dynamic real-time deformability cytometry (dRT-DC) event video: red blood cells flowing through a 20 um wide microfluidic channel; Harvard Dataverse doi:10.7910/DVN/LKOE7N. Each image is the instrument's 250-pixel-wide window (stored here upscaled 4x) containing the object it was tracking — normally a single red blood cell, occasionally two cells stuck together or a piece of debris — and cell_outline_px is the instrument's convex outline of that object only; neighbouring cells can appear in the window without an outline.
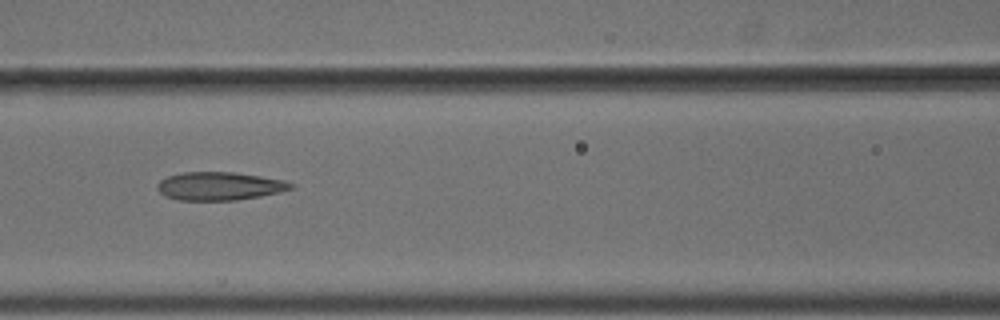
{"species": "common noctule bat (a hibernating species)", "species_latin": "Nyctalus noctula", "temperature_condition": "cold", "stored_images_in_passage": 8, "camera_frame_rate_fps": 3000, "um_per_image_px": 0.085, "animal": {"sex": "male", "body_mass_g": 18.8}, "frame": {"image": 1, "passage_image": 4, "time_ms": 1.0, "image_size_px": [1000, 320], "cell_outline_px": [[296, 184], [292, 188], [280, 192], [260, 196], [236, 200], [176, 200], [160, 192], [156, 188], [160, 180], [168, 176], [184, 172], [232, 172], [260, 176], [284, 180]], "centroid_in_image_um": [18.67, 15.82], "position_along_channel_um": 147.9, "area_um2": 21.85}}
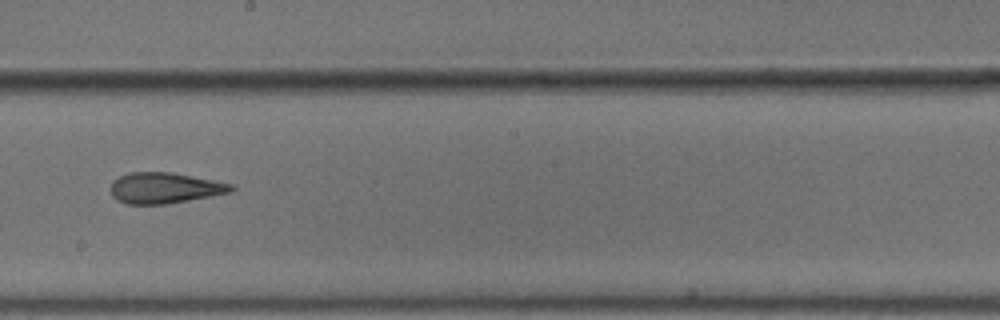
{"frame": {"image": 2, "passage_image": 6, "time_ms": 1.667, "image_size_px": [1000, 320], "cell_outline_px": [[236, 188], [232, 192], [188, 200], [164, 204], [128, 204], [116, 200], [112, 196], [112, 180], [128, 172], [172, 172], [232, 184]], "centroid_in_image_um": [13.98, 15.97], "position_along_channel_um": 234.2, "area_um2": 21.56}}
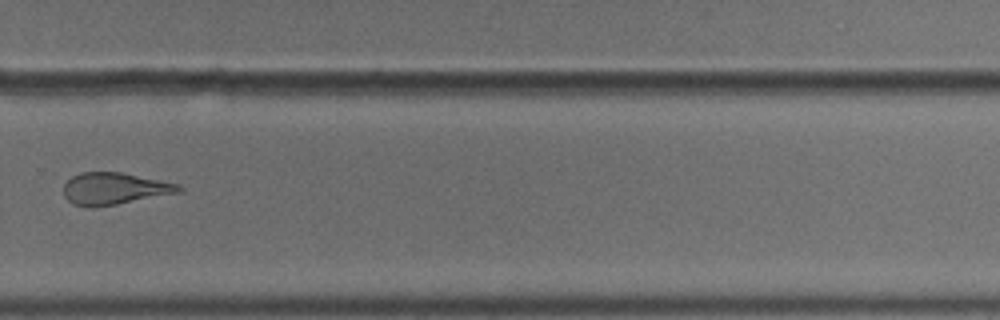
{"frame": {"image": 3, "passage_image": 8, "time_ms": 2.333, "image_size_px": [1000, 320], "cell_outline_px": [[184, 188], [180, 192], [96, 208], [88, 208], [72, 204], [64, 196], [64, 184], [72, 176], [80, 172], [120, 172], [180, 184]], "centroid_in_image_um": [9.69, 16.04], "position_along_channel_um": 320.1, "area_um2": 21.56}}